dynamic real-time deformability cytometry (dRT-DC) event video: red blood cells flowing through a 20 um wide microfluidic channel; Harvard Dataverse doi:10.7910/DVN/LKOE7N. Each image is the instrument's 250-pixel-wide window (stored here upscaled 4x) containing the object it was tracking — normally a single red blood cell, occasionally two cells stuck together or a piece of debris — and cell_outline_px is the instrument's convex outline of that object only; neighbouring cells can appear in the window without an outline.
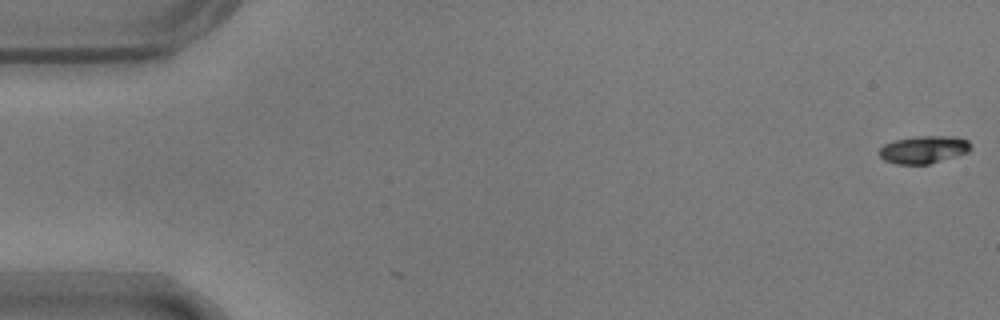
{"species": "common noctule bat (a hibernating species)", "species_latin": "Nyctalus noctula", "temperature_condition": "warm", "stored_images_in_passage": 2, "camera_frame_rate_fps": 3000, "um_per_image_px": 0.085, "animal": {"sex": "male", "body_mass_g": 17.9}, "frame": {"image": 1, "passage_image": 2, "time_ms": 0.333, "image_size_px": [1000, 320], "cell_outline_px": [[972, 148], [968, 152], [928, 164], [896, 164], [884, 160], [880, 156], [880, 148], [884, 144], [892, 140], [916, 136], [952, 136], [968, 140], [972, 144]], "centroid_in_image_um": [78.51, 12.7], "position_along_channel_um": 6.5, "area_um2": 14.74}}